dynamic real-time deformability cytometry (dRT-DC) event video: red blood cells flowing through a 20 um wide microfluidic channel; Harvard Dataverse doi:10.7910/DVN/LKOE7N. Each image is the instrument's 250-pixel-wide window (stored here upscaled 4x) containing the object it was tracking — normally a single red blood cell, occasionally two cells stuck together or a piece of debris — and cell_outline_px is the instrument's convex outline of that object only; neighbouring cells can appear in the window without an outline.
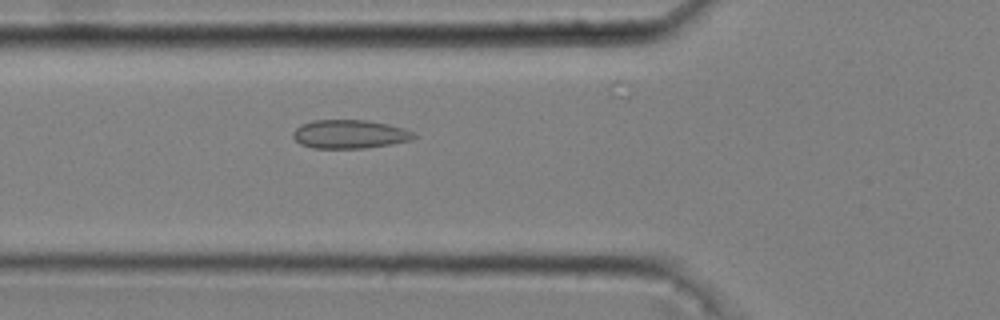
{"species": "common noctule bat (a hibernating species)", "species_latin": "Nyctalus noctula", "temperature_condition": "cold", "stored_images_in_passage": 44, "camera_frame_rate_fps": 3000, "um_per_image_px": 0.085, "animal": {"sex": "male", "body_mass_g": 20.4}, "frame": {"image": 1, "passage_image": 19, "time_ms": 6.0, "image_size_px": [1000, 320], "cell_outline_px": [[416, 136], [412, 140], [364, 148], [312, 148], [300, 144], [292, 136], [292, 132], [300, 124], [312, 120], [368, 120], [388, 124], [404, 128], [412, 132]], "centroid_in_image_um": [29.68, 11.39], "position_along_channel_um": 96.1, "area_um2": 20.17}}
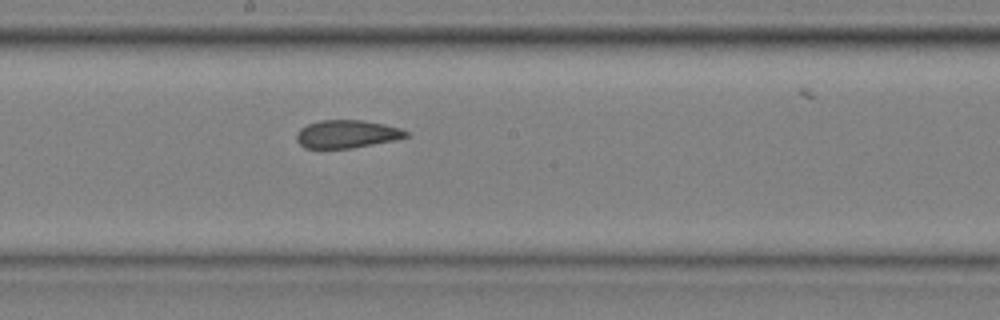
{"frame": {"image": 2, "passage_image": 29, "time_ms": 9.333, "image_size_px": [1000, 320], "cell_outline_px": [[408, 136], [396, 140], [352, 148], [304, 148], [296, 140], [296, 136], [300, 128], [308, 124], [320, 120], [364, 120], [384, 124], [400, 128], [408, 132]], "centroid_in_image_um": [29.48, 11.39], "position_along_channel_um": 218.7, "area_um2": 17.86}}
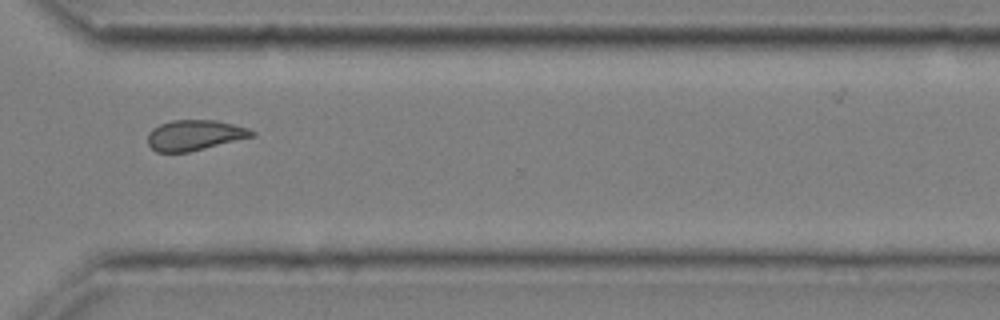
{"frame": {"image": 3, "passage_image": 40, "time_ms": 13.0, "image_size_px": [1000, 320], "cell_outline_px": [[256, 136], [188, 152], [156, 152], [148, 144], [148, 132], [152, 128], [160, 124], [172, 120], [216, 120], [248, 128], [256, 132]], "centroid_in_image_um": [16.55, 11.49], "position_along_channel_um": 354.1, "area_um2": 18.5}}